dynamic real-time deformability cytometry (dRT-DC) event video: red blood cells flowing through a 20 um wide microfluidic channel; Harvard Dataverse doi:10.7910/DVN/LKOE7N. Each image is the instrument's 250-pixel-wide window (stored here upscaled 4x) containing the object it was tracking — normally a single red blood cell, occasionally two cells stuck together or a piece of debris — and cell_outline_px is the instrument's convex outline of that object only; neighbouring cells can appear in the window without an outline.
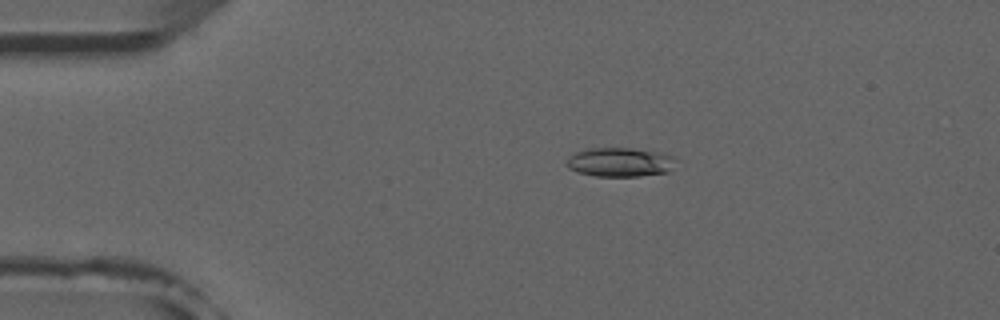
{"species": "common noctule bat (a hibernating species)", "species_latin": "Nyctalus noctula", "temperature_condition": "room temperature", "stored_images_in_passage": 4, "camera_frame_rate_fps": 3000, "um_per_image_px": 0.085, "animal": {"sex": "male", "forearm_length_mm": 52.5}, "frame": {"image": 1, "passage_image": 2, "time_ms": 1.333, "image_size_px": [1000, 320], "cell_outline_px": [[676, 160], [668, 172], [640, 176], [596, 176], [576, 172], [568, 168], [564, 164], [568, 156], [576, 152], [588, 148], [632, 148], [664, 152], [676, 156]], "centroid_in_image_um": [52.69, 13.77], "position_along_channel_um": 32.3, "area_um2": 18.9}}
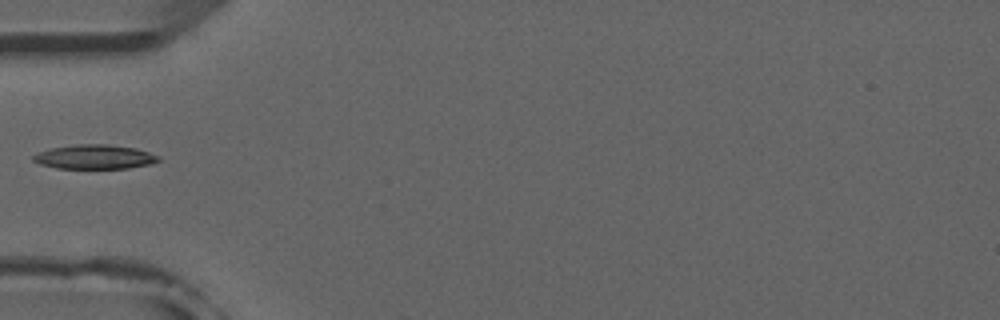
{"frame": {"image": 2, "passage_image": 4, "time_ms": 3.667, "image_size_px": [1000, 320], "cell_outline_px": [[160, 160], [152, 164], [128, 168], [56, 168], [40, 164], [32, 160], [32, 156], [36, 152], [52, 148], [76, 144], [108, 144], [136, 148], [160, 156]], "centroid_in_image_um": [8.04, 13.33], "position_along_channel_um": 77.0, "area_um2": 17.8}}